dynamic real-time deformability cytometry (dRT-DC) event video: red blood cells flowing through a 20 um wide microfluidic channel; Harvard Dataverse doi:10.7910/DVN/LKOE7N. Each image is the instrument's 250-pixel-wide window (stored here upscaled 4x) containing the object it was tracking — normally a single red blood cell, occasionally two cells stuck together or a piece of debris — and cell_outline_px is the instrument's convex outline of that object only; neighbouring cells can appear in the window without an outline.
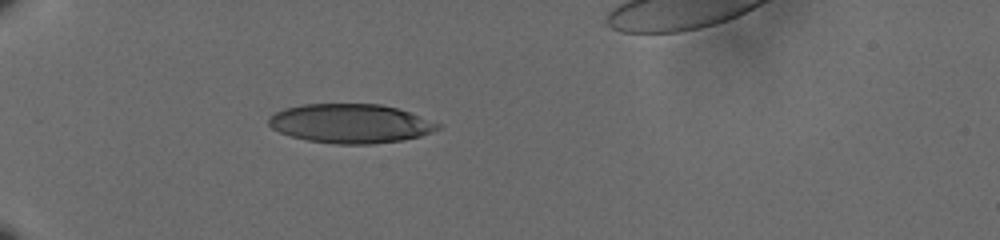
{"species": "human", "species_latin": "Homo sapiens", "temperature_condition": "cold", "stored_images_in_passage": 40, "camera_frame_rate_fps": 3000, "um_per_image_px": 0.085, "donor": {"sex": "male"}, "frame": {"image": 1, "passage_image": 1, "time_ms": 0.0, "image_size_px": [1000, 240], "cell_outline_px": [[440, 128], [432, 132], [420, 136], [400, 140], [372, 144], [336, 144], [308, 140], [292, 136], [280, 132], [272, 128], [268, 124], [268, 116], [284, 108], [300, 104], [380, 104], [396, 108], [408, 112], [440, 124]], "centroid_in_image_um": [29.75, 10.49], "position_along_channel_um": 55.3, "area_um2": 38.32}}
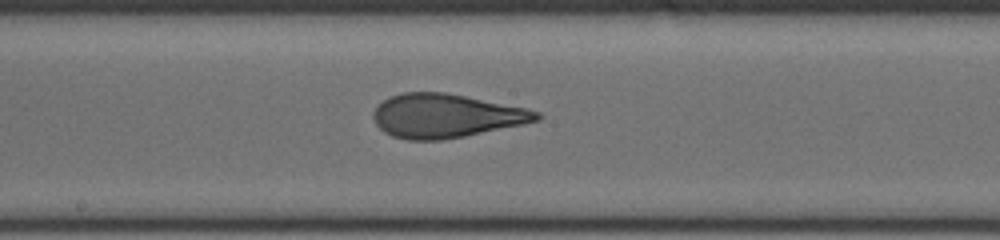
{"frame": {"image": 2, "passage_image": 16, "time_ms": 5.0, "image_size_px": [1000, 240], "cell_outline_px": [[544, 116], [540, 120], [524, 124], [464, 136], [440, 140], [408, 140], [392, 136], [384, 132], [376, 124], [372, 116], [372, 112], [376, 104], [388, 96], [404, 92], [444, 92], [524, 108], [540, 112]], "centroid_in_image_um": [37.85, 9.84], "position_along_channel_um": 210.4, "area_um2": 41.67}}
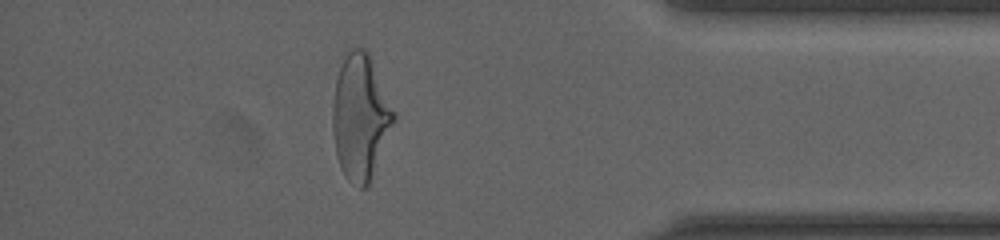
{"frame": {"image": 3, "passage_image": 34, "time_ms": 11.0, "image_size_px": [1000, 240], "cell_outline_px": [[396, 120], [368, 184], [364, 188], [360, 188], [348, 180], [344, 176], [340, 168], [336, 156], [332, 128], [332, 104], [336, 80], [340, 68], [348, 48], [364, 48], [368, 52], [396, 112]], "centroid_in_image_um": [30.63, 9.94], "position_along_channel_um": 404.6, "area_um2": 44.68}}